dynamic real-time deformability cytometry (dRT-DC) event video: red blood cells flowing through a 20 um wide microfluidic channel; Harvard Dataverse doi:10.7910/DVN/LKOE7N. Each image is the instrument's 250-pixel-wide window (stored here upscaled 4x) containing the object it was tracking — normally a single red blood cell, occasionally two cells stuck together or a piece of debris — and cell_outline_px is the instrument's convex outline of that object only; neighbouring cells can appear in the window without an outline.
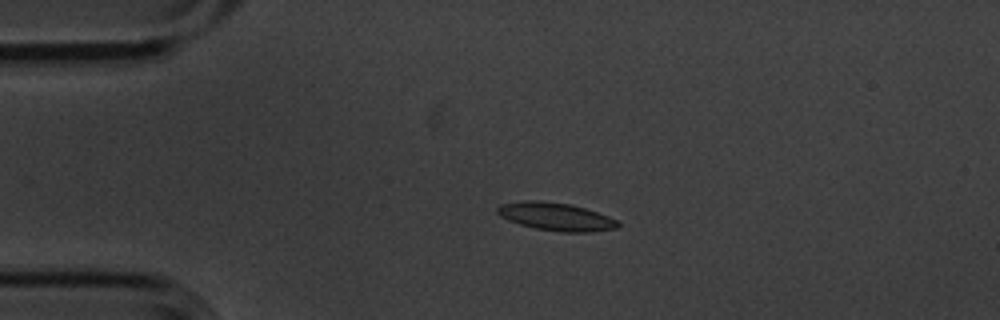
{"species": "common noctule bat (a hibernating species)", "species_latin": "Nyctalus noctula", "temperature_condition": "cold", "stored_images_in_passage": 6, "camera_frame_rate_fps": 3000, "um_per_image_px": 0.085, "animal": {"sex": "male", "body_mass_g": 20.1, "forearm_length_mm": 53.5}, "frame": {"image": 1, "passage_image": 4, "time_ms": 1.0, "image_size_px": [1000, 320], "cell_outline_px": [[620, 224], [616, 228], [592, 232], [560, 232], [536, 228], [520, 224], [508, 220], [500, 216], [496, 212], [496, 208], [500, 204], [524, 200], [536, 200], [572, 204], [608, 216], [616, 220]], "centroid_in_image_um": [47.22, 18.41], "position_along_channel_um": 37.8, "area_um2": 19.59}}
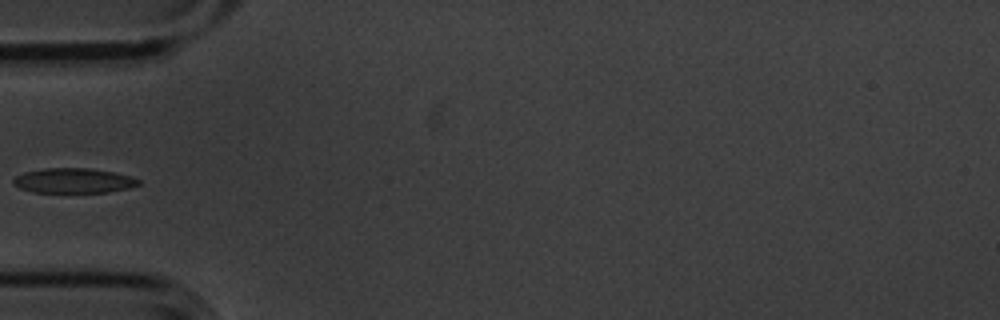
{"frame": {"image": 2, "passage_image": 6, "time_ms": 1.667, "image_size_px": [1000, 320], "cell_outline_px": [[140, 184], [128, 188], [108, 192], [32, 192], [20, 188], [12, 184], [12, 180], [16, 176], [24, 172], [44, 168], [88, 168], [116, 172], [132, 176], [140, 180]], "centroid_in_image_um": [6.25, 15.35], "position_along_channel_um": 78.7, "area_um2": 18.26}}